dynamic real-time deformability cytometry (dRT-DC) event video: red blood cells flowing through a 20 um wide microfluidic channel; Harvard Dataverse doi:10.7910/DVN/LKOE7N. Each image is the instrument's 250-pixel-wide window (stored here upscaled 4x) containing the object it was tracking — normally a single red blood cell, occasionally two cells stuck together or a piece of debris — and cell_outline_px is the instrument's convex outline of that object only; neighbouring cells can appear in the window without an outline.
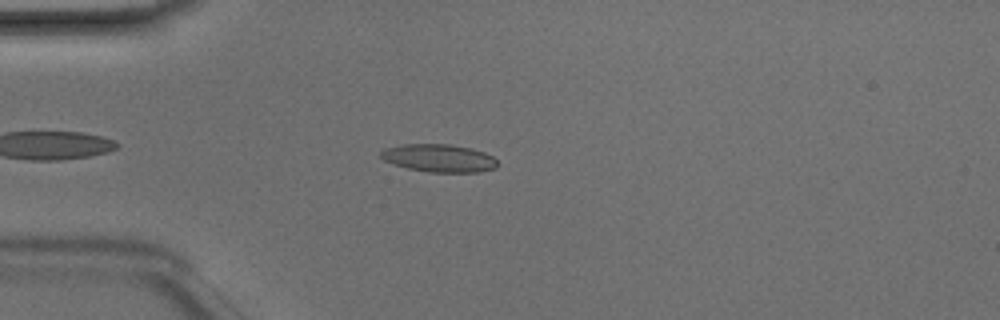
{"species": "Egyptian fruit bat (a non-hibernating species)", "species_latin": "Rousettus aegyptiacus", "temperature_condition": "room temperature", "stored_images_in_passage": 37, "camera_frame_rate_fps": 3000, "um_per_image_px": 0.085, "animal": {"sex": "male"}, "frame": {"image": 1, "passage_image": 7, "time_ms": 2.0, "image_size_px": [1000, 320], "cell_outline_px": [[500, 164], [496, 168], [480, 172], [428, 172], [408, 168], [384, 160], [380, 156], [380, 152], [384, 148], [404, 144], [448, 144], [472, 148], [484, 152], [492, 156]], "centroid_in_image_um": [37.35, 13.44], "position_along_channel_um": 47.7, "area_um2": 18.96}}
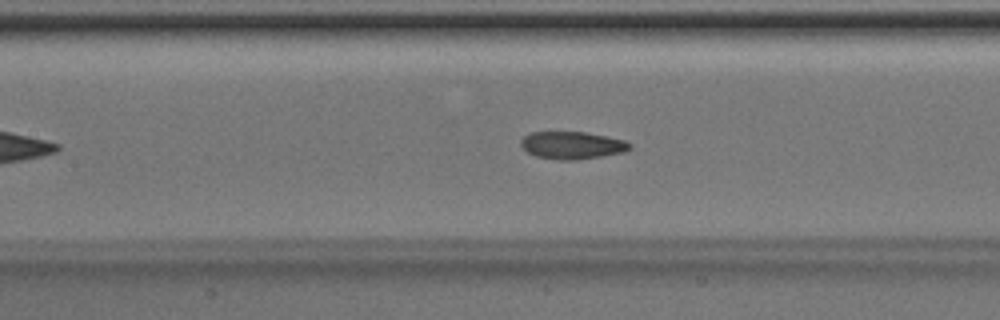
{"frame": {"image": 2, "passage_image": 16, "time_ms": 5.0, "image_size_px": [1000, 320], "cell_outline_px": [[632, 148], [624, 152], [576, 160], [560, 160], [536, 156], [528, 152], [520, 144], [520, 140], [524, 136], [532, 132], [584, 132], [624, 140], [632, 144]], "centroid_in_image_um": [48.63, 12.35], "position_along_channel_um": 158.8, "area_um2": 17.28}}
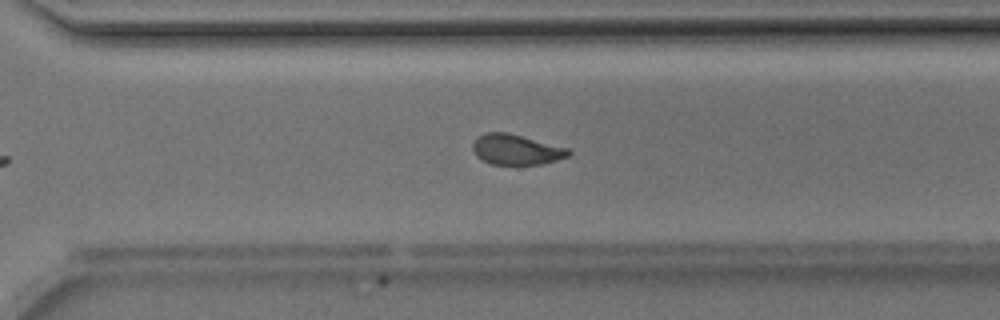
{"frame": {"image": 3, "passage_image": 28, "time_ms": 9.0, "image_size_px": [1000, 320], "cell_outline_px": [[572, 152], [568, 156], [556, 160], [540, 164], [492, 164], [476, 156], [472, 148], [472, 144], [484, 132], [508, 132], [568, 148]], "centroid_in_image_um": [43.88, 12.7], "position_along_channel_um": 326.7, "area_um2": 16.76}, "authors_computed_cell_mechanics": {"area_um2": 17.629, "velocity_mm_per_s": 4.2167, "shape_relaxation_time_tau1_ms": 5.4846, "shape_relaxation_time_tau2_ms": 2.1486, "deformation_change_tau1": 0.1824, "deformation_change_tau2": 0.0767}}